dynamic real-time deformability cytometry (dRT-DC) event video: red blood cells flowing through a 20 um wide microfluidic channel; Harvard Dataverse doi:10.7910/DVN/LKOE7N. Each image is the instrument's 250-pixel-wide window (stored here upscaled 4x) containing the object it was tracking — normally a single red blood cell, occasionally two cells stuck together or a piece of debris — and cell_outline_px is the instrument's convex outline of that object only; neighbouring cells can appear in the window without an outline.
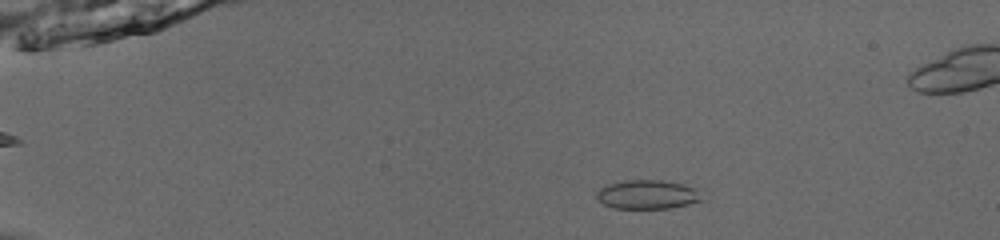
{"species": "common noctule bat (a hibernating species)", "species_latin": "Nyctalus noctula", "temperature_condition": "room temperature", "stored_images_in_passage": 53, "camera_frame_rate_fps": 3000, "um_per_image_px": 0.085, "animal": {"sex": "male", "body_mass_g": 13.0, "forearm_length_mm": 53.1}, "frame": {"image": 1, "passage_image": 11, "time_ms": 3.333, "image_size_px": [1000, 240], "cell_outline_px": [[704, 200], [688, 204], [668, 208], [612, 208], [604, 204], [596, 196], [596, 192], [600, 188], [608, 184], [624, 180], [660, 180], [684, 184], [696, 188]], "centroid_in_image_um": [55.04, 16.53], "position_along_channel_um": 30.0, "area_um2": 17.74}}
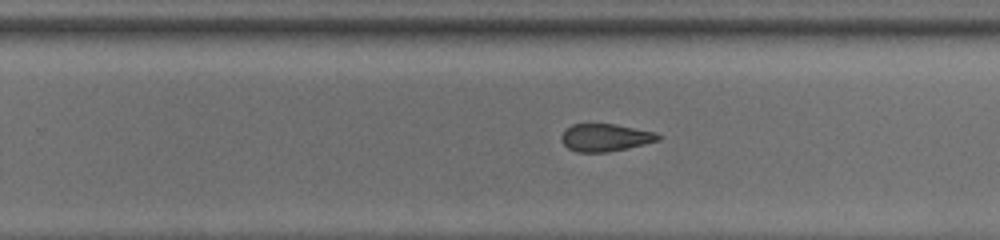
{"frame": {"image": 2, "passage_image": 36, "time_ms": 11.667, "image_size_px": [1000, 240], "cell_outline_px": [[660, 140], [628, 148], [608, 152], [576, 152], [568, 148], [560, 140], [560, 136], [572, 124], [616, 124], [656, 132], [660, 136]], "centroid_in_image_um": [51.45, 11.69], "position_along_channel_um": 278.3, "area_um2": 15.55}}
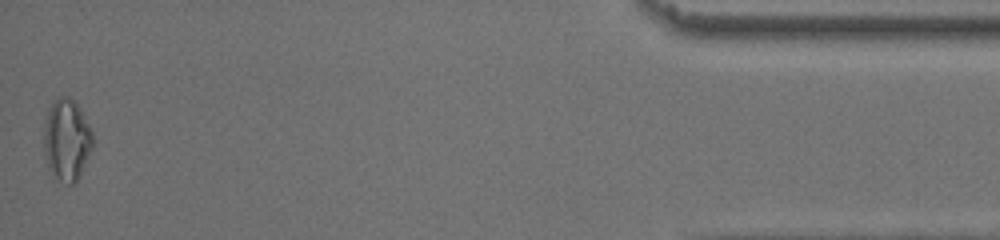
{"frame": {"image": 3, "passage_image": 53, "time_ms": 17.333, "image_size_px": [1000, 240], "cell_outline_px": [[92, 148], [80, 176], [72, 184], [68, 184], [52, 180], [44, 156], [44, 128], [48, 108], [60, 96], [68, 96], [80, 108], [92, 132]], "centroid_in_image_um": [5.64, 11.95], "position_along_channel_um": 429.6, "area_um2": 23.47}, "authors_computed_cell_mechanics": {"area_um2": 17.7446, "velocity_mm_per_s": 3.9155, "shape_relaxation_time_tau1_ms": null, "shape_relaxation_time_tau2_ms": 1.963, "deformation_change_tau1": null, "deformation_change_tau2": 0.0749}}